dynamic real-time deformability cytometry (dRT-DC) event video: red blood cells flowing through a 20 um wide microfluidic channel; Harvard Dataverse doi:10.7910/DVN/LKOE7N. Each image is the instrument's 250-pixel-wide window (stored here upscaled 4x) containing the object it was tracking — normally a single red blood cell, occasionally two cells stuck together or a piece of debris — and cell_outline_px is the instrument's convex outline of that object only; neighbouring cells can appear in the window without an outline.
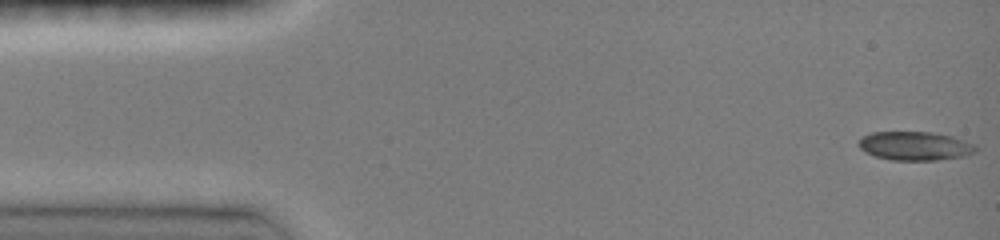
{"species": "common noctule bat (a hibernating species)", "species_latin": "Nyctalus noctula", "temperature_condition": "room temperature", "stored_images_in_passage": 19, "camera_frame_rate_fps": 3000, "um_per_image_px": 0.085, "animal": {"sex": "female", "body_mass_g": 19.0, "forearm_length_mm": 51.5}, "frame": {"image": 1, "passage_image": 1, "time_ms": 0.0, "image_size_px": [1000, 240], "cell_outline_px": [[976, 152], [964, 156], [936, 160], [892, 160], [876, 156], [864, 152], [860, 148], [860, 140], [864, 136], [872, 132], [932, 132], [952, 136], [972, 144], [976, 148]], "centroid_in_image_um": [77.77, 12.41], "position_along_channel_um": 7.2, "area_um2": 19.36}}
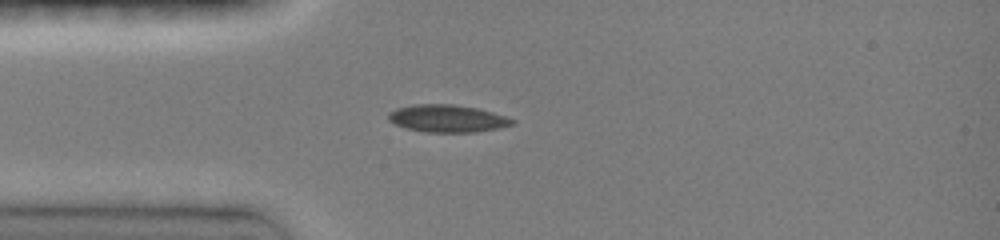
{"frame": {"image": 2, "passage_image": 11, "time_ms": 3.667, "image_size_px": [1000, 240], "cell_outline_px": [[516, 124], [476, 132], [424, 132], [408, 128], [396, 124], [388, 120], [388, 112], [396, 108], [416, 104], [452, 104], [476, 108], [492, 112], [516, 120]], "centroid_in_image_um": [38.02, 10.07], "position_along_channel_um": 47.0, "area_um2": 19.65}}
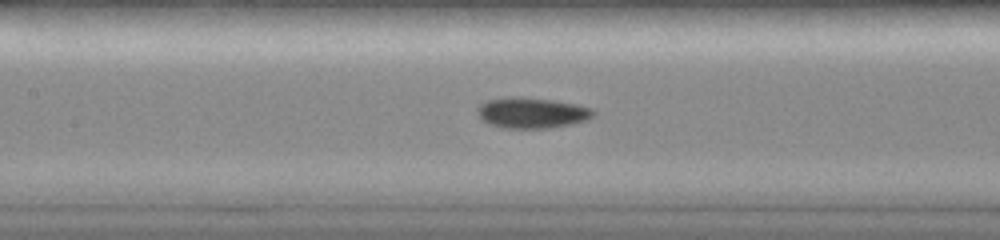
{"frame": {"image": 3, "passage_image": 18, "time_ms": 6.667, "image_size_px": [1000, 240], "cell_outline_px": [[596, 116], [588, 120], [572, 124], [552, 128], [504, 128], [488, 124], [480, 120], [476, 112], [476, 108], [480, 104], [488, 100], [516, 96], [552, 100], [576, 104], [592, 108], [596, 112]], "centroid_in_image_um": [45.22, 9.6], "position_along_channel_um": 162.2, "area_um2": 21.1}}